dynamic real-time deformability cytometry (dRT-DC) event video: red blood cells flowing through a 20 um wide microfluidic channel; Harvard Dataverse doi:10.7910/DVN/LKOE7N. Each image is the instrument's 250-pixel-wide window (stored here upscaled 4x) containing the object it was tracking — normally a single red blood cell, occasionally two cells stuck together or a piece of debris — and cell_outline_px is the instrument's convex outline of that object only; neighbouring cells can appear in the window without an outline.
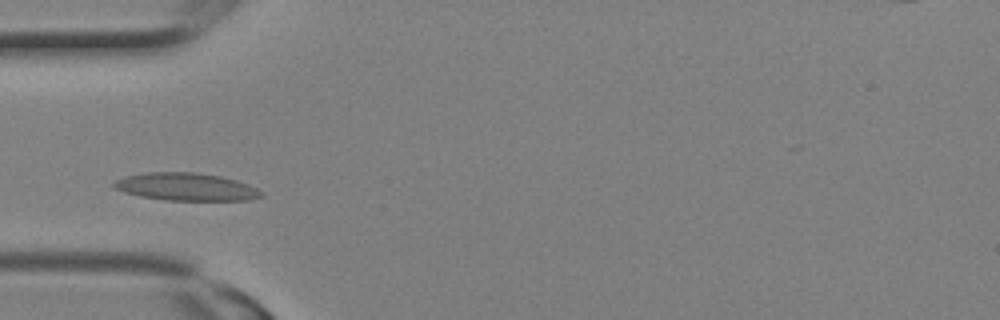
{"species": "Egyptian fruit bat (a non-hibernating species)", "species_latin": "Rousettus aegyptiacus", "temperature_condition": "room temperature", "stored_images_in_passage": 2, "camera_frame_rate_fps": 3000, "um_per_image_px": 0.085, "animal": {"sex": "female"}, "frame": {"image": 1, "passage_image": 2, "time_ms": 0.333, "image_size_px": [1000, 320], "cell_outline_px": [[264, 196], [248, 200], [168, 200], [140, 196], [124, 192], [116, 188], [112, 184], [116, 180], [124, 176], [144, 172], [192, 172], [220, 176], [236, 180], [248, 184], [264, 192]], "centroid_in_image_um": [15.83, 15.87], "position_along_channel_um": 69.2, "area_um2": 23.7}}